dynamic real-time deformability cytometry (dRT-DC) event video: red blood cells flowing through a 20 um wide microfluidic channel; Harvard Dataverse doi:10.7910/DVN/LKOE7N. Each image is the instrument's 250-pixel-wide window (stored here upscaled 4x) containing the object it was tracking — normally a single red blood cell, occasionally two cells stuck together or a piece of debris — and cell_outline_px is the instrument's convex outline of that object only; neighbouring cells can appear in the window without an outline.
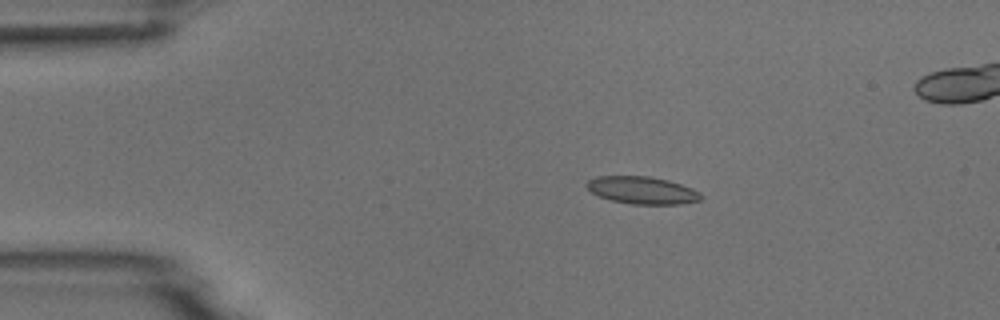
{"species": "common noctule bat (a hibernating species)", "species_latin": "Nyctalus noctula", "temperature_condition": "room temperature", "stored_images_in_passage": 8, "camera_frame_rate_fps": 3000, "um_per_image_px": 0.085, "animal": {"sex": "male", "body_mass_g": 18.8}, "frame": {"image": 1, "passage_image": 3, "time_ms": 2.333, "image_size_px": [1000, 320], "cell_outline_px": [[704, 196], [700, 200], [680, 204], [632, 204], [612, 200], [600, 196], [592, 192], [584, 184], [588, 180], [596, 176], [648, 176], [668, 180], [692, 188], [700, 192]], "centroid_in_image_um": [54.6, 16.16], "position_along_channel_um": 30.4, "area_um2": 18.21}}